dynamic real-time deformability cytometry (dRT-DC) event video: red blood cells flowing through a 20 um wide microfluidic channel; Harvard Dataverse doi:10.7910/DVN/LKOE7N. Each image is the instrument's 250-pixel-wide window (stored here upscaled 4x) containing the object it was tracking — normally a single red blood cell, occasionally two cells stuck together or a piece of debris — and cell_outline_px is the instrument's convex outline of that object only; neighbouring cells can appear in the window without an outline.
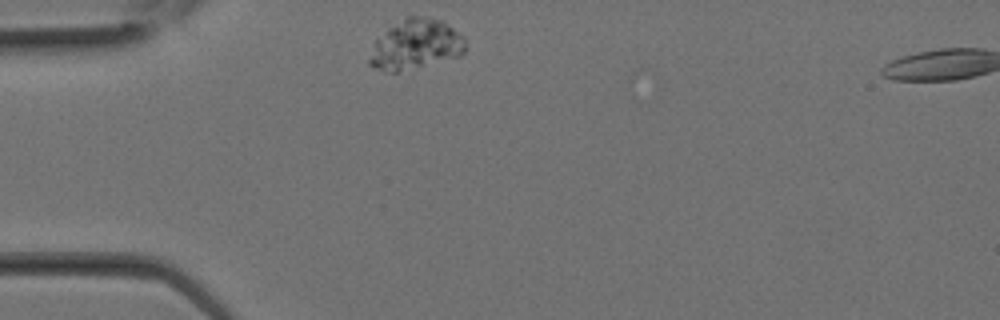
{"species": "Egyptian fruit bat (a non-hibernating species)", "species_latin": "Rousettus aegyptiacus", "temperature_condition": "room temperature", "stored_images_in_passage": 2, "camera_frame_rate_fps": 3000, "um_per_image_px": 0.085, "animal": {"sex": "female"}, "frame": {"image": 1, "passage_image": 1, "time_ms": 0.0, "image_size_px": [1000, 320], "cell_outline_px": [[464, 52], [460, 56], [396, 72], [392, 72], [372, 68], [368, 64], [368, 60], [376, 40], [388, 28], [408, 16], [424, 16], [440, 20], [460, 32], [464, 36]], "centroid_in_image_um": [35.33, 3.78], "position_along_channel_um": 49.7, "area_um2": 27.57}}